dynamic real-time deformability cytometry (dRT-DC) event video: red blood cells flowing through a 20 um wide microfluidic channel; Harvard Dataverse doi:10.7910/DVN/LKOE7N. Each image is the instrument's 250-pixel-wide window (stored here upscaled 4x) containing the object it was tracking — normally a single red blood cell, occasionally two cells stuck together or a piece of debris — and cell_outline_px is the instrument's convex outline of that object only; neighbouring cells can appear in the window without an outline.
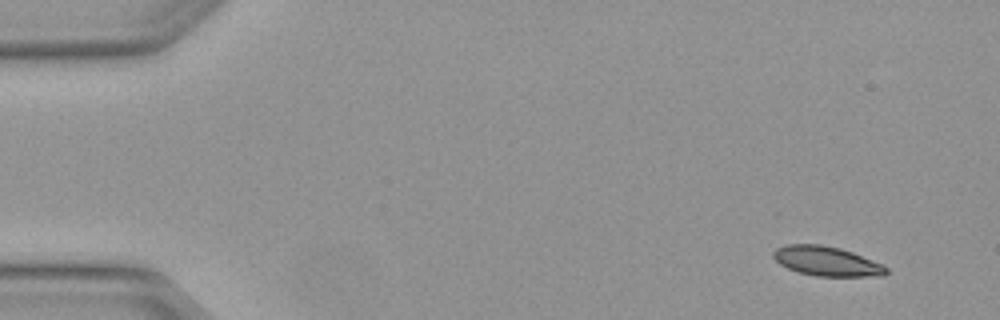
{"species": "Egyptian fruit bat (a non-hibernating species)", "species_latin": "Rousettus aegyptiacus", "temperature_condition": "warm", "stored_images_in_passage": 4, "segment_of_instrument_passage": [2, 2], "camera_frame_rate_fps": 3000, "um_per_image_px": 0.085, "animal": {"sex": "female"}, "frame": {"image": 1, "passage_image": 4, "time_ms": 1.0, "image_size_px": [1000, 320], "cell_outline_px": [[888, 272], [884, 276], [816, 276], [800, 272], [788, 268], [780, 264], [772, 256], [772, 252], [776, 248], [788, 244], [820, 244], [840, 248], [852, 252], [880, 264], [888, 268]], "centroid_in_image_um": [70.24, 22.2], "position_along_channel_um": 14.8, "area_um2": 19.25}}